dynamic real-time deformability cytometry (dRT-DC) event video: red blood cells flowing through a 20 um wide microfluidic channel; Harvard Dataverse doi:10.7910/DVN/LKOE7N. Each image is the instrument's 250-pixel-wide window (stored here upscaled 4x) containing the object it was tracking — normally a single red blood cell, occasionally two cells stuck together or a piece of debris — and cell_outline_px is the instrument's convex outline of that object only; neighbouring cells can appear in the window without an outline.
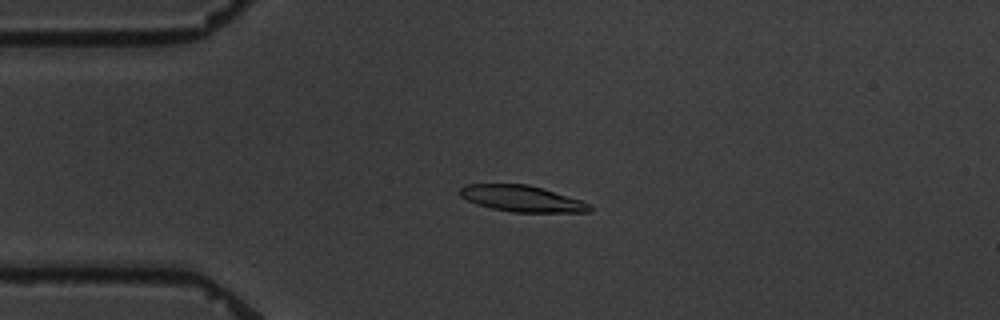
{"species": "common noctule bat (a hibernating species)", "species_latin": "Nyctalus noctula", "temperature_condition": "warm", "stored_images_in_passage": 4, "camera_frame_rate_fps": 3000, "um_per_image_px": 0.085, "animal": {"sex": "male", "body_mass_g": 19.5, "forearm_length_mm": 54.6}, "frame": {"image": 1, "passage_image": 2, "time_ms": 1.0, "image_size_px": [1000, 320], "cell_outline_px": [[592, 208], [588, 212], [512, 212], [492, 208], [476, 204], [460, 196], [460, 188], [468, 184], [528, 184], [544, 188], [592, 204]], "centroid_in_image_um": [44.38, 16.88], "position_along_channel_um": 40.6, "area_um2": 19.77}}
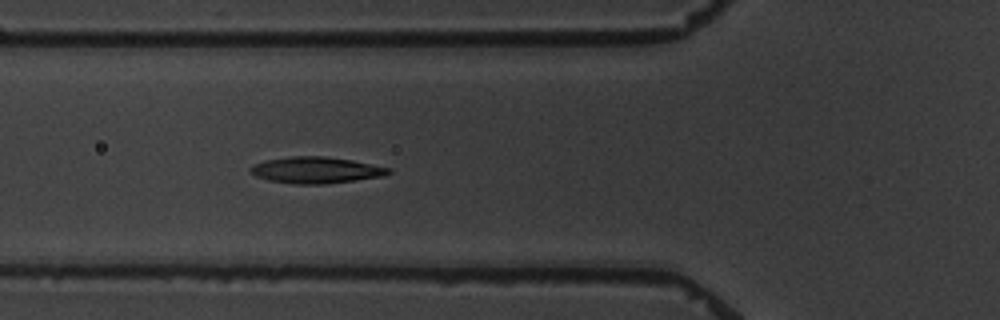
{"frame": {"image": 2, "passage_image": 4, "time_ms": 3.333, "image_size_px": [1000, 320], "cell_outline_px": [[392, 172], [384, 176], [324, 184], [296, 184], [268, 180], [256, 176], [248, 168], [264, 160], [292, 156], [324, 156], [352, 160], [392, 168]], "centroid_in_image_um": [26.89, 14.45], "position_along_channel_um": 98.9, "area_um2": 21.15}}